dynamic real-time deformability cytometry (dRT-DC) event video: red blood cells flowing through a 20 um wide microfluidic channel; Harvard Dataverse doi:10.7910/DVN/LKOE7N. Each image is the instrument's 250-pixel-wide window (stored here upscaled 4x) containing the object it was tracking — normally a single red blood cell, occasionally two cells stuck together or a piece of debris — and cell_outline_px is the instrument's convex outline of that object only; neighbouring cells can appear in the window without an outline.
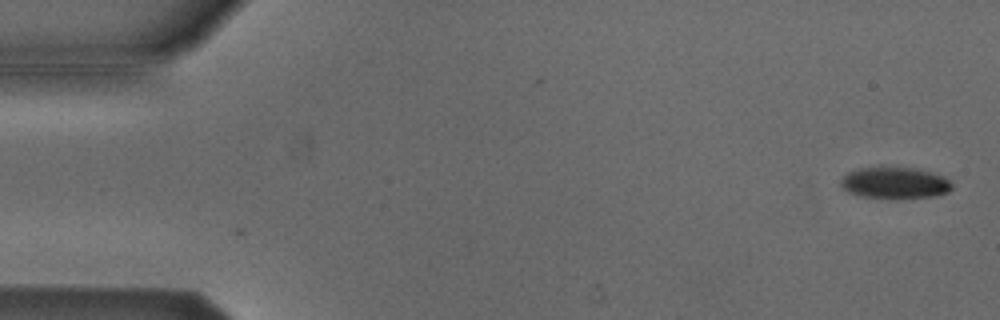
{"species": "Egyptian fruit bat (a non-hibernating species)", "species_latin": "Rousettus aegyptiacus", "temperature_condition": "cold", "stored_images_in_passage": 5, "camera_frame_rate_fps": 3000, "um_per_image_px": 0.085, "animal": {"sex": "male"}, "frame": {"image": 1, "passage_image": 5, "time_ms": 1.333, "image_size_px": [1000, 320], "cell_outline_px": [[952, 188], [948, 192], [936, 196], [860, 196], [848, 192], [840, 184], [840, 180], [848, 172], [860, 168], [880, 164], [912, 168], [932, 172], [944, 176], [952, 184]], "centroid_in_image_um": [76.04, 15.47], "position_along_channel_um": 9.0, "area_um2": 20.29}}